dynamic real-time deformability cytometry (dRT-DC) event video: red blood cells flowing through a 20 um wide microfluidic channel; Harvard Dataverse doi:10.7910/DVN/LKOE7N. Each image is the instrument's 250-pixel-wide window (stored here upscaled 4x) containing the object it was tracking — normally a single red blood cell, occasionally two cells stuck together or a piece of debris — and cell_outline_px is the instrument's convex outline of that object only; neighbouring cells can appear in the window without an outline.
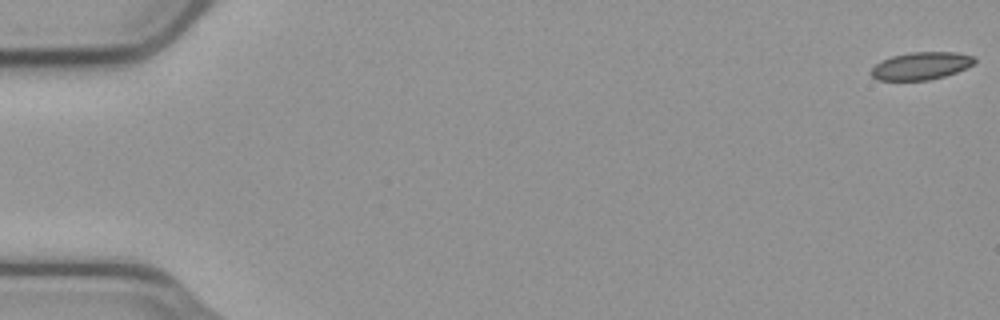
{"species": "common noctule bat (a hibernating species)", "species_latin": "Nyctalus noctula", "temperature_condition": "cold", "stored_images_in_passage": 49, "camera_frame_rate_fps": 3000, "um_per_image_px": 0.085, "animal": {"sex": "male", "body_mass_g": 23.1, "forearm_length_mm": 52.7}, "frame": {"image": 1, "passage_image": 1, "time_ms": 0.0, "image_size_px": [1000, 320], "cell_outline_px": [[976, 60], [972, 64], [956, 72], [944, 76], [928, 80], [876, 80], [868, 72], [880, 60], [892, 56], [912, 52], [956, 52], [976, 56]], "centroid_in_image_um": [78.26, 5.59], "position_along_channel_um": 6.7, "area_um2": 16.65}}
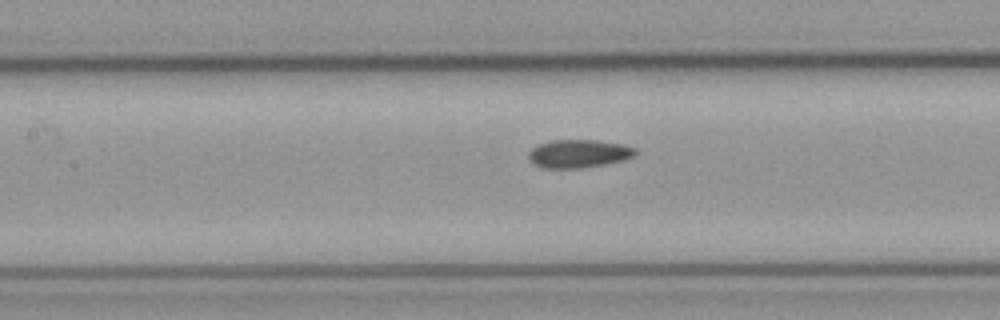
{"frame": {"image": 2, "passage_image": 26, "time_ms": 8.333, "image_size_px": [1000, 320], "cell_outline_px": [[636, 156], [624, 160], [604, 164], [580, 168], [544, 168], [536, 164], [528, 156], [528, 152], [532, 148], [540, 144], [552, 140], [600, 140], [624, 144], [636, 148]], "centroid_in_image_um": [49.24, 13.05], "position_along_channel_um": 158.2, "area_um2": 17.51}}
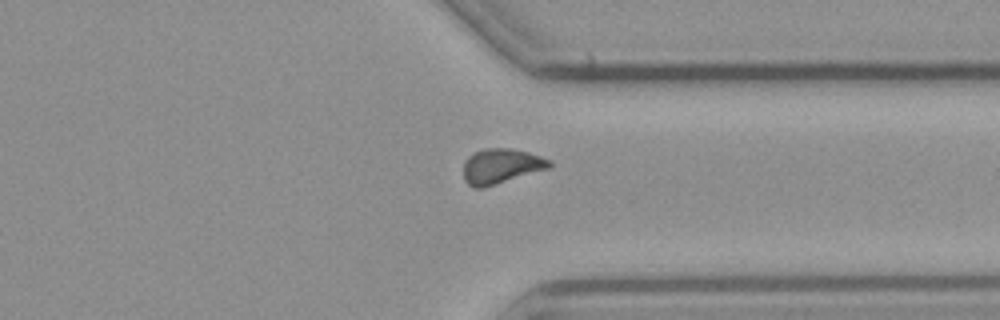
{"frame": {"image": 3, "passage_image": 43, "time_ms": 14.0, "image_size_px": [1000, 320], "cell_outline_px": [[552, 164], [548, 168], [484, 188], [472, 188], [464, 180], [464, 164], [468, 156], [484, 148], [512, 148], [528, 152], [552, 160]], "centroid_in_image_um": [42.58, 14.12], "position_along_channel_um": 368.8, "area_um2": 17.51}}